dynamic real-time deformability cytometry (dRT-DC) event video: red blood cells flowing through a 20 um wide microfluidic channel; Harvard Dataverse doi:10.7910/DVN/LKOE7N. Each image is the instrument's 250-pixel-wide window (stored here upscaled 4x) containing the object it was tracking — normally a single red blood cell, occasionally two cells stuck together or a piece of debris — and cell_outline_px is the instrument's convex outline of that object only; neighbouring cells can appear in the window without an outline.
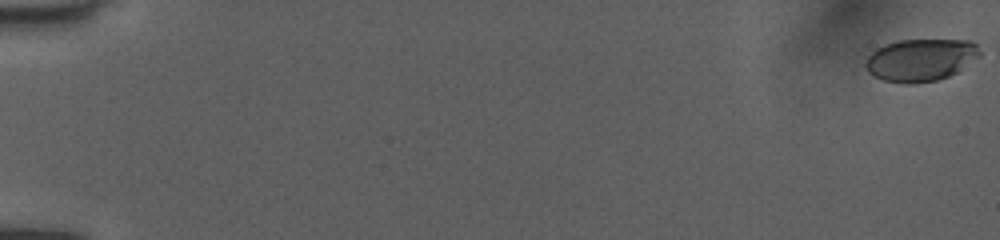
{"species": "human", "species_latin": "Homo sapiens", "temperature_condition": "room temperature", "stored_images_in_passage": 53, "camera_frame_rate_fps": 3000, "um_per_image_px": 0.085, "donor": {"sex": "female"}, "frame": {"image": 1, "passage_image": 1, "time_ms": 0.0, "image_size_px": [1000, 240], "cell_outline_px": [[980, 56], [956, 72], [948, 76], [936, 80], [912, 84], [908, 84], [884, 80], [868, 72], [864, 64], [864, 60], [876, 48], [884, 44], [896, 40], [972, 40], [976, 44], [980, 52]], "centroid_in_image_um": [78.23, 5.08], "position_along_channel_um": 6.8, "area_um2": 28.21}}
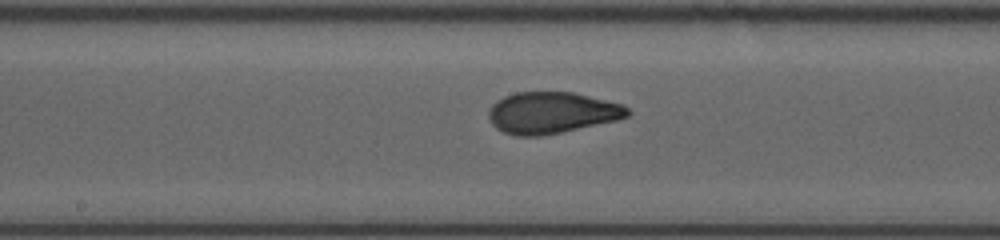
{"frame": {"image": 2, "passage_image": 30, "time_ms": 9.667, "image_size_px": [1000, 240], "cell_outline_px": [[632, 112], [628, 116], [616, 120], [560, 132], [540, 136], [516, 136], [504, 132], [496, 128], [492, 124], [488, 116], [488, 112], [492, 104], [496, 100], [504, 96], [516, 92], [572, 92], [624, 104]], "centroid_in_image_um": [46.89, 9.57], "position_along_channel_um": 201.3, "area_um2": 33.52}}
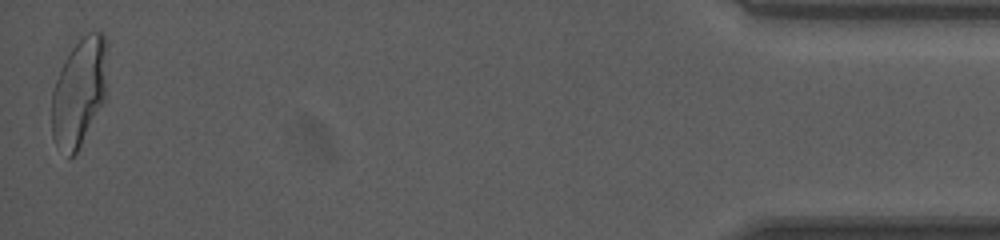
{"frame": {"image": 3, "passage_image": 53, "time_ms": 17.333, "image_size_px": [1000, 240], "cell_outline_px": [[108, 44], [104, 100], [76, 152], [72, 156], [68, 156], [56, 144], [52, 136], [52, 92], [60, 68], [72, 48], [88, 32], [100, 32], [104, 36]], "centroid_in_image_um": [6.73, 7.78], "position_along_channel_um": 428.5, "area_um2": 34.39}, "authors_computed_cell_mechanics": {"area_um2": 32.8304, "velocity_mm_per_s": 4.0332, "shape_relaxation_time_tau1_ms": 3.9889, "shape_relaxation_time_tau2_ms": 0.7719, "deformation_change_tau1": 0.1932, "deformation_change_tau2": 0.0628}}